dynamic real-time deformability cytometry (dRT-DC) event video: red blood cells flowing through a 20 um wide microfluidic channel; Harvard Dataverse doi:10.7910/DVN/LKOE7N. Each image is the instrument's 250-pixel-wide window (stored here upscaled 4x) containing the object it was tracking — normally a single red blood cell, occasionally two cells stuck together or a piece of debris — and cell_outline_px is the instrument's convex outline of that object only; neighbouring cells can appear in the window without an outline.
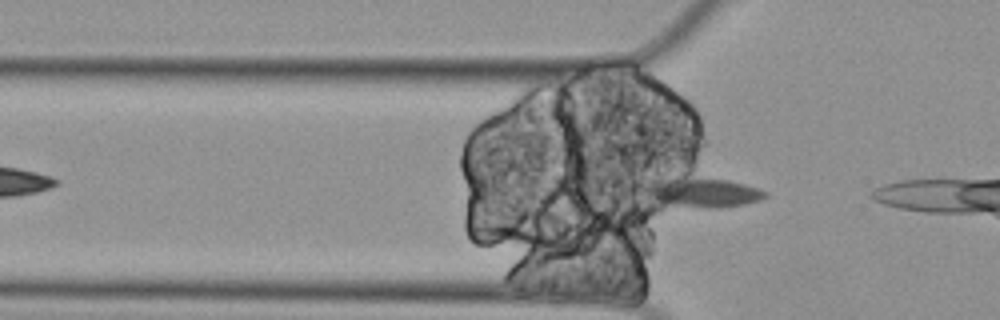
{"species": "Egyptian fruit bat (a non-hibernating species)", "species_latin": "Rousettus aegyptiacus", "temperature_condition": "cold", "stored_images_in_passage": 2, "camera_frame_rate_fps": 3000, "um_per_image_px": 0.085, "animal": {"sex": "female"}, "frame": {"image": 1, "passage_image": 2, "time_ms": 0.333, "image_size_px": [1000, 320], "cell_outline_px": [[768, 196], [760, 200], [744, 204], [720, 208], [660, 208], [640, 188], [644, 184], [684, 172], [728, 180], [744, 184], [768, 192]], "centroid_in_image_um": [59.52, 16.34], "position_along_channel_um": 66.3, "area_um2": 22.89}}